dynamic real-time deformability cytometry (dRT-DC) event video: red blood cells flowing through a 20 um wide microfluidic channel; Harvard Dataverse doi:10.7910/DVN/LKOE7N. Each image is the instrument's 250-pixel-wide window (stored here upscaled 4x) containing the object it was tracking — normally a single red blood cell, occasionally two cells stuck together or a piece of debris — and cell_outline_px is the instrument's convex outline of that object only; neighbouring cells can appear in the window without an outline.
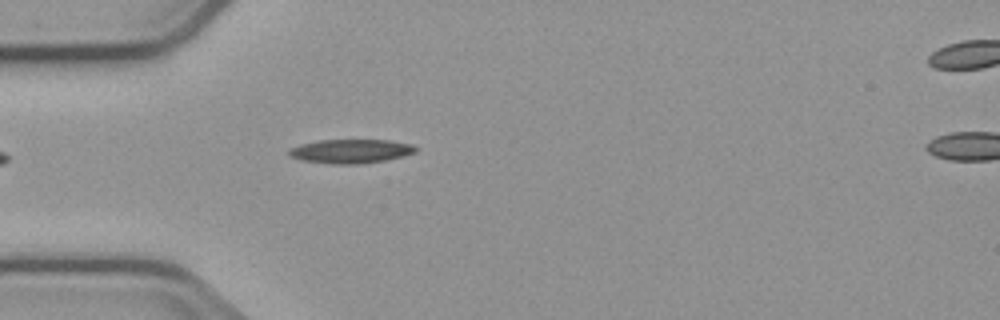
{"species": "common noctule bat (a hibernating species)", "species_latin": "Nyctalus noctula", "temperature_condition": "cold", "stored_images_in_passage": 2, "camera_frame_rate_fps": 3000, "um_per_image_px": 0.085, "animal": {"sex": "male", "body_mass_g": 23.1, "forearm_length_mm": 52.7}, "frame": {"image": 1, "passage_image": 1, "time_ms": 0.0, "image_size_px": [1000, 320], "cell_outline_px": [[416, 152], [384, 160], [360, 164], [332, 164], [300, 160], [288, 156], [288, 148], [300, 144], [320, 140], [388, 140], [412, 144], [416, 148]], "centroid_in_image_um": [29.74, 12.85], "position_along_channel_um": 55.3, "area_um2": 17.69}}